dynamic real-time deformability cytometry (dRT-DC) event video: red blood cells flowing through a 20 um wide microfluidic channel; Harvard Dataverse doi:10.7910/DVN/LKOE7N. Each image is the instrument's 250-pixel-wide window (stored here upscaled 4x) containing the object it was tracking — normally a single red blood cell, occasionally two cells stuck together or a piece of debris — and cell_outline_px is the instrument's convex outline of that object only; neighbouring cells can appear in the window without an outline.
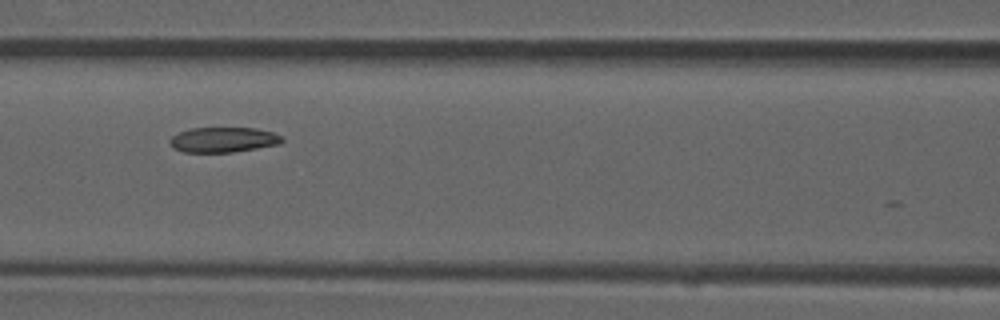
{"species": "common noctule bat (a hibernating species)", "species_latin": "Nyctalus noctula", "temperature_condition": "room temperature", "stored_images_in_passage": 8, "camera_frame_rate_fps": 3000, "um_per_image_px": 0.085, "animal": {"sex": "male", "forearm_length_mm": 52.5}, "frame": {"image": 1, "passage_image": 7, "time_ms": 2.0, "image_size_px": [1000, 320], "cell_outline_px": [[284, 140], [280, 144], [232, 152], [184, 152], [172, 148], [168, 144], [168, 140], [172, 136], [180, 132], [192, 128], [256, 128], [272, 132], [280, 136]], "centroid_in_image_um": [18.94, 11.88], "position_along_channel_um": 147.7, "area_um2": 16.42}}